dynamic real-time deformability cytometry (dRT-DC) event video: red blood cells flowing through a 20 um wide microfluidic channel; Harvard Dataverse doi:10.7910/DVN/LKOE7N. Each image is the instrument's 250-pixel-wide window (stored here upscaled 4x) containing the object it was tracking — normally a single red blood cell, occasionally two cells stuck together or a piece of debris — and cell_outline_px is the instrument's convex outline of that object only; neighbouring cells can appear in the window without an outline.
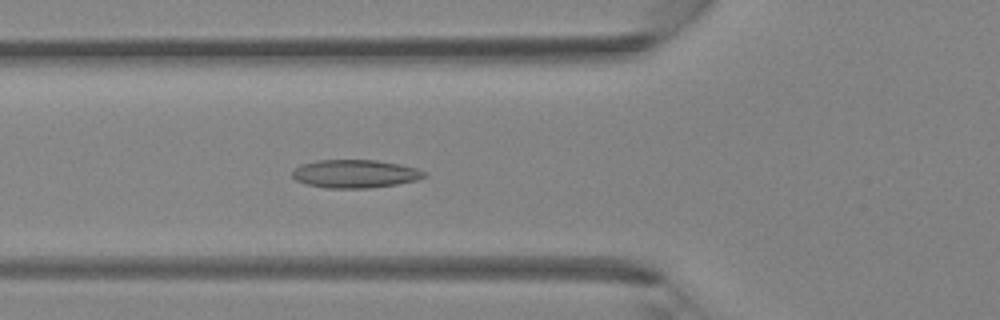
{"species": "Egyptian fruit bat (a non-hibernating species)", "species_latin": "Rousettus aegyptiacus", "temperature_condition": "room temperature", "stored_images_in_passage": 43, "camera_frame_rate_fps": 3000, "um_per_image_px": 0.085, "animal": {"sex": "female"}, "frame": {"image": 1, "passage_image": 16, "time_ms": 5.0, "image_size_px": [1000, 320], "cell_outline_px": [[428, 176], [416, 180], [396, 184], [368, 188], [324, 188], [304, 184], [296, 180], [292, 176], [292, 172], [300, 164], [316, 160], [376, 160], [400, 164], [416, 168], [424, 172]], "centroid_in_image_um": [30.15, 14.77], "position_along_channel_um": 95.7, "area_um2": 21.73}}
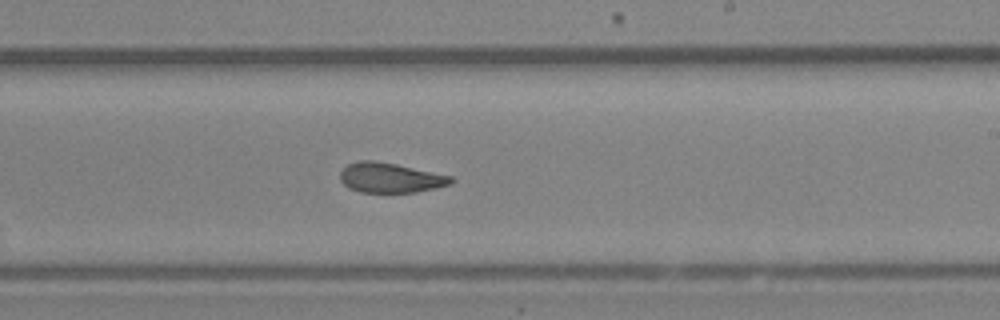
{"frame": {"image": 2, "passage_image": 26, "time_ms": 8.333, "image_size_px": [1000, 320], "cell_outline_px": [[456, 180], [452, 184], [416, 192], [360, 192], [348, 188], [340, 180], [340, 172], [348, 164], [360, 160], [372, 160], [396, 164], [452, 176]], "centroid_in_image_um": [33.18, 15.11], "position_along_channel_um": 255.8, "area_um2": 19.31}}
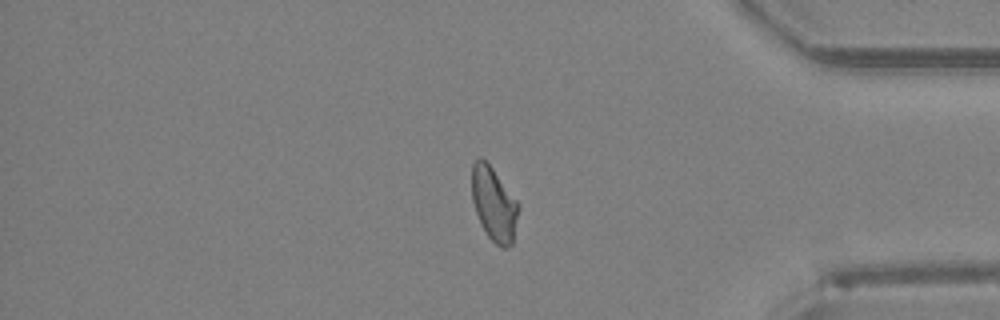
{"frame": {"image": 3, "passage_image": 36, "time_ms": 11.667, "image_size_px": [1000, 320], "cell_outline_px": [[520, 208], [512, 244], [508, 248], [500, 248], [488, 236], [480, 224], [472, 200], [472, 164], [480, 156], [492, 168], [520, 204]], "centroid_in_image_um": [42.0, 17.37], "position_along_channel_um": 393.2, "area_um2": 20.11}}